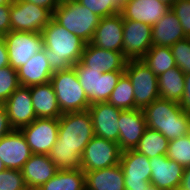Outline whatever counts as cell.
I'll use <instances>...</instances> for the list:
<instances>
[{
	"label": "cell",
	"instance_id": "1",
	"mask_svg": "<svg viewBox=\"0 0 190 190\" xmlns=\"http://www.w3.org/2000/svg\"><path fill=\"white\" fill-rule=\"evenodd\" d=\"M94 136L88 110L63 113L59 117L58 139L48 155L58 170L81 169V155Z\"/></svg>",
	"mask_w": 190,
	"mask_h": 190
},
{
	"label": "cell",
	"instance_id": "2",
	"mask_svg": "<svg viewBox=\"0 0 190 190\" xmlns=\"http://www.w3.org/2000/svg\"><path fill=\"white\" fill-rule=\"evenodd\" d=\"M46 58L52 72L67 70L81 60L86 42L53 18L41 31Z\"/></svg>",
	"mask_w": 190,
	"mask_h": 190
},
{
	"label": "cell",
	"instance_id": "3",
	"mask_svg": "<svg viewBox=\"0 0 190 190\" xmlns=\"http://www.w3.org/2000/svg\"><path fill=\"white\" fill-rule=\"evenodd\" d=\"M143 113L147 127L157 130L168 141L188 133L190 113L184 112L178 102L159 98L146 106Z\"/></svg>",
	"mask_w": 190,
	"mask_h": 190
},
{
	"label": "cell",
	"instance_id": "4",
	"mask_svg": "<svg viewBox=\"0 0 190 190\" xmlns=\"http://www.w3.org/2000/svg\"><path fill=\"white\" fill-rule=\"evenodd\" d=\"M59 25L90 43L101 17L75 1L62 2L52 17Z\"/></svg>",
	"mask_w": 190,
	"mask_h": 190
},
{
	"label": "cell",
	"instance_id": "5",
	"mask_svg": "<svg viewBox=\"0 0 190 190\" xmlns=\"http://www.w3.org/2000/svg\"><path fill=\"white\" fill-rule=\"evenodd\" d=\"M50 83L53 86L62 114L86 111L91 105L73 67L54 72Z\"/></svg>",
	"mask_w": 190,
	"mask_h": 190
},
{
	"label": "cell",
	"instance_id": "6",
	"mask_svg": "<svg viewBox=\"0 0 190 190\" xmlns=\"http://www.w3.org/2000/svg\"><path fill=\"white\" fill-rule=\"evenodd\" d=\"M73 68L90 104L107 102L124 71L99 72L78 61Z\"/></svg>",
	"mask_w": 190,
	"mask_h": 190
},
{
	"label": "cell",
	"instance_id": "7",
	"mask_svg": "<svg viewBox=\"0 0 190 190\" xmlns=\"http://www.w3.org/2000/svg\"><path fill=\"white\" fill-rule=\"evenodd\" d=\"M124 73L134 89L135 109L143 110L160 98L158 76L141 59L128 60Z\"/></svg>",
	"mask_w": 190,
	"mask_h": 190
},
{
	"label": "cell",
	"instance_id": "8",
	"mask_svg": "<svg viewBox=\"0 0 190 190\" xmlns=\"http://www.w3.org/2000/svg\"><path fill=\"white\" fill-rule=\"evenodd\" d=\"M53 13L25 0H14L10 8L11 31H41L52 20Z\"/></svg>",
	"mask_w": 190,
	"mask_h": 190
},
{
	"label": "cell",
	"instance_id": "9",
	"mask_svg": "<svg viewBox=\"0 0 190 190\" xmlns=\"http://www.w3.org/2000/svg\"><path fill=\"white\" fill-rule=\"evenodd\" d=\"M121 153L118 143L94 136L81 155V169L88 172L118 165Z\"/></svg>",
	"mask_w": 190,
	"mask_h": 190
},
{
	"label": "cell",
	"instance_id": "10",
	"mask_svg": "<svg viewBox=\"0 0 190 190\" xmlns=\"http://www.w3.org/2000/svg\"><path fill=\"white\" fill-rule=\"evenodd\" d=\"M3 37L8 50L9 65L16 70L44 47L41 33L10 31Z\"/></svg>",
	"mask_w": 190,
	"mask_h": 190
},
{
	"label": "cell",
	"instance_id": "11",
	"mask_svg": "<svg viewBox=\"0 0 190 190\" xmlns=\"http://www.w3.org/2000/svg\"><path fill=\"white\" fill-rule=\"evenodd\" d=\"M59 118H36L20 129L32 154L48 155L58 139Z\"/></svg>",
	"mask_w": 190,
	"mask_h": 190
},
{
	"label": "cell",
	"instance_id": "12",
	"mask_svg": "<svg viewBox=\"0 0 190 190\" xmlns=\"http://www.w3.org/2000/svg\"><path fill=\"white\" fill-rule=\"evenodd\" d=\"M120 166L124 173L125 190H146L150 184V160L135 149L123 151Z\"/></svg>",
	"mask_w": 190,
	"mask_h": 190
},
{
	"label": "cell",
	"instance_id": "13",
	"mask_svg": "<svg viewBox=\"0 0 190 190\" xmlns=\"http://www.w3.org/2000/svg\"><path fill=\"white\" fill-rule=\"evenodd\" d=\"M152 47V26L134 20L123 23V54L128 60L142 59Z\"/></svg>",
	"mask_w": 190,
	"mask_h": 190
},
{
	"label": "cell",
	"instance_id": "14",
	"mask_svg": "<svg viewBox=\"0 0 190 190\" xmlns=\"http://www.w3.org/2000/svg\"><path fill=\"white\" fill-rule=\"evenodd\" d=\"M93 123L94 135L118 143V119L123 111L107 102H96L87 109Z\"/></svg>",
	"mask_w": 190,
	"mask_h": 190
},
{
	"label": "cell",
	"instance_id": "15",
	"mask_svg": "<svg viewBox=\"0 0 190 190\" xmlns=\"http://www.w3.org/2000/svg\"><path fill=\"white\" fill-rule=\"evenodd\" d=\"M2 105L7 110L10 125L14 130H20L37 118L32 105L30 87L20 85Z\"/></svg>",
	"mask_w": 190,
	"mask_h": 190
},
{
	"label": "cell",
	"instance_id": "16",
	"mask_svg": "<svg viewBox=\"0 0 190 190\" xmlns=\"http://www.w3.org/2000/svg\"><path fill=\"white\" fill-rule=\"evenodd\" d=\"M123 23L121 13L101 18L90 43L101 49L123 52Z\"/></svg>",
	"mask_w": 190,
	"mask_h": 190
},
{
	"label": "cell",
	"instance_id": "17",
	"mask_svg": "<svg viewBox=\"0 0 190 190\" xmlns=\"http://www.w3.org/2000/svg\"><path fill=\"white\" fill-rule=\"evenodd\" d=\"M118 121L120 150L135 149L147 128L143 110H123Z\"/></svg>",
	"mask_w": 190,
	"mask_h": 190
},
{
	"label": "cell",
	"instance_id": "18",
	"mask_svg": "<svg viewBox=\"0 0 190 190\" xmlns=\"http://www.w3.org/2000/svg\"><path fill=\"white\" fill-rule=\"evenodd\" d=\"M32 152L20 130H13L0 140V159L6 169L22 170Z\"/></svg>",
	"mask_w": 190,
	"mask_h": 190
},
{
	"label": "cell",
	"instance_id": "19",
	"mask_svg": "<svg viewBox=\"0 0 190 190\" xmlns=\"http://www.w3.org/2000/svg\"><path fill=\"white\" fill-rule=\"evenodd\" d=\"M171 5L160 0H130L124 3L121 9L123 20H134L153 26Z\"/></svg>",
	"mask_w": 190,
	"mask_h": 190
},
{
	"label": "cell",
	"instance_id": "20",
	"mask_svg": "<svg viewBox=\"0 0 190 190\" xmlns=\"http://www.w3.org/2000/svg\"><path fill=\"white\" fill-rule=\"evenodd\" d=\"M128 59L123 52L98 48L86 43L80 62L90 69L99 72L125 71Z\"/></svg>",
	"mask_w": 190,
	"mask_h": 190
},
{
	"label": "cell",
	"instance_id": "21",
	"mask_svg": "<svg viewBox=\"0 0 190 190\" xmlns=\"http://www.w3.org/2000/svg\"><path fill=\"white\" fill-rule=\"evenodd\" d=\"M150 183L163 190H176L181 183L184 168L166 155L150 158Z\"/></svg>",
	"mask_w": 190,
	"mask_h": 190
},
{
	"label": "cell",
	"instance_id": "22",
	"mask_svg": "<svg viewBox=\"0 0 190 190\" xmlns=\"http://www.w3.org/2000/svg\"><path fill=\"white\" fill-rule=\"evenodd\" d=\"M24 183L28 190H37L58 171L49 155L32 154L22 168Z\"/></svg>",
	"mask_w": 190,
	"mask_h": 190
},
{
	"label": "cell",
	"instance_id": "23",
	"mask_svg": "<svg viewBox=\"0 0 190 190\" xmlns=\"http://www.w3.org/2000/svg\"><path fill=\"white\" fill-rule=\"evenodd\" d=\"M52 74L43 49L32 56L25 65L17 69L19 83L26 87L49 83Z\"/></svg>",
	"mask_w": 190,
	"mask_h": 190
},
{
	"label": "cell",
	"instance_id": "24",
	"mask_svg": "<svg viewBox=\"0 0 190 190\" xmlns=\"http://www.w3.org/2000/svg\"><path fill=\"white\" fill-rule=\"evenodd\" d=\"M187 38L176 14L169 9L165 15L152 26V45L171 47L177 41Z\"/></svg>",
	"mask_w": 190,
	"mask_h": 190
},
{
	"label": "cell",
	"instance_id": "25",
	"mask_svg": "<svg viewBox=\"0 0 190 190\" xmlns=\"http://www.w3.org/2000/svg\"><path fill=\"white\" fill-rule=\"evenodd\" d=\"M30 94L37 118H59L62 115L56 94L50 82L31 86Z\"/></svg>",
	"mask_w": 190,
	"mask_h": 190
},
{
	"label": "cell",
	"instance_id": "26",
	"mask_svg": "<svg viewBox=\"0 0 190 190\" xmlns=\"http://www.w3.org/2000/svg\"><path fill=\"white\" fill-rule=\"evenodd\" d=\"M86 190H125L124 173L120 164L85 172Z\"/></svg>",
	"mask_w": 190,
	"mask_h": 190
},
{
	"label": "cell",
	"instance_id": "27",
	"mask_svg": "<svg viewBox=\"0 0 190 190\" xmlns=\"http://www.w3.org/2000/svg\"><path fill=\"white\" fill-rule=\"evenodd\" d=\"M184 78L185 74L178 67L168 69L160 74L158 76L160 98L179 103L185 89Z\"/></svg>",
	"mask_w": 190,
	"mask_h": 190
},
{
	"label": "cell",
	"instance_id": "28",
	"mask_svg": "<svg viewBox=\"0 0 190 190\" xmlns=\"http://www.w3.org/2000/svg\"><path fill=\"white\" fill-rule=\"evenodd\" d=\"M37 190H86L85 172L82 169L58 170Z\"/></svg>",
	"mask_w": 190,
	"mask_h": 190
},
{
	"label": "cell",
	"instance_id": "29",
	"mask_svg": "<svg viewBox=\"0 0 190 190\" xmlns=\"http://www.w3.org/2000/svg\"><path fill=\"white\" fill-rule=\"evenodd\" d=\"M156 76L168 69L177 67L170 47L152 45L146 55L141 59Z\"/></svg>",
	"mask_w": 190,
	"mask_h": 190
},
{
	"label": "cell",
	"instance_id": "30",
	"mask_svg": "<svg viewBox=\"0 0 190 190\" xmlns=\"http://www.w3.org/2000/svg\"><path fill=\"white\" fill-rule=\"evenodd\" d=\"M168 143L169 141L164 135L157 130L147 127L135 150L150 159L156 156L166 155Z\"/></svg>",
	"mask_w": 190,
	"mask_h": 190
},
{
	"label": "cell",
	"instance_id": "31",
	"mask_svg": "<svg viewBox=\"0 0 190 190\" xmlns=\"http://www.w3.org/2000/svg\"><path fill=\"white\" fill-rule=\"evenodd\" d=\"M107 103L122 110L135 109L134 89L125 73L120 77Z\"/></svg>",
	"mask_w": 190,
	"mask_h": 190
},
{
	"label": "cell",
	"instance_id": "32",
	"mask_svg": "<svg viewBox=\"0 0 190 190\" xmlns=\"http://www.w3.org/2000/svg\"><path fill=\"white\" fill-rule=\"evenodd\" d=\"M166 156L183 168L190 166V139L188 135L170 140Z\"/></svg>",
	"mask_w": 190,
	"mask_h": 190
},
{
	"label": "cell",
	"instance_id": "33",
	"mask_svg": "<svg viewBox=\"0 0 190 190\" xmlns=\"http://www.w3.org/2000/svg\"><path fill=\"white\" fill-rule=\"evenodd\" d=\"M91 12L103 18L121 12L123 3L120 0H76Z\"/></svg>",
	"mask_w": 190,
	"mask_h": 190
},
{
	"label": "cell",
	"instance_id": "34",
	"mask_svg": "<svg viewBox=\"0 0 190 190\" xmlns=\"http://www.w3.org/2000/svg\"><path fill=\"white\" fill-rule=\"evenodd\" d=\"M20 86L17 70L10 65L0 68V105Z\"/></svg>",
	"mask_w": 190,
	"mask_h": 190
},
{
	"label": "cell",
	"instance_id": "35",
	"mask_svg": "<svg viewBox=\"0 0 190 190\" xmlns=\"http://www.w3.org/2000/svg\"><path fill=\"white\" fill-rule=\"evenodd\" d=\"M176 66L184 73H190V39L177 41L170 47Z\"/></svg>",
	"mask_w": 190,
	"mask_h": 190
},
{
	"label": "cell",
	"instance_id": "36",
	"mask_svg": "<svg viewBox=\"0 0 190 190\" xmlns=\"http://www.w3.org/2000/svg\"><path fill=\"white\" fill-rule=\"evenodd\" d=\"M0 190H28L22 171L6 169L0 172Z\"/></svg>",
	"mask_w": 190,
	"mask_h": 190
},
{
	"label": "cell",
	"instance_id": "37",
	"mask_svg": "<svg viewBox=\"0 0 190 190\" xmlns=\"http://www.w3.org/2000/svg\"><path fill=\"white\" fill-rule=\"evenodd\" d=\"M171 10L180 21L187 37L190 36V0H176L171 4Z\"/></svg>",
	"mask_w": 190,
	"mask_h": 190
},
{
	"label": "cell",
	"instance_id": "38",
	"mask_svg": "<svg viewBox=\"0 0 190 190\" xmlns=\"http://www.w3.org/2000/svg\"><path fill=\"white\" fill-rule=\"evenodd\" d=\"M11 5H0V36H4L11 31L10 24Z\"/></svg>",
	"mask_w": 190,
	"mask_h": 190
},
{
	"label": "cell",
	"instance_id": "39",
	"mask_svg": "<svg viewBox=\"0 0 190 190\" xmlns=\"http://www.w3.org/2000/svg\"><path fill=\"white\" fill-rule=\"evenodd\" d=\"M184 84L185 89L179 106L184 112L190 113V73L185 74Z\"/></svg>",
	"mask_w": 190,
	"mask_h": 190
},
{
	"label": "cell",
	"instance_id": "40",
	"mask_svg": "<svg viewBox=\"0 0 190 190\" xmlns=\"http://www.w3.org/2000/svg\"><path fill=\"white\" fill-rule=\"evenodd\" d=\"M14 129L10 125L7 110L3 105H0V140L11 133Z\"/></svg>",
	"mask_w": 190,
	"mask_h": 190
},
{
	"label": "cell",
	"instance_id": "41",
	"mask_svg": "<svg viewBox=\"0 0 190 190\" xmlns=\"http://www.w3.org/2000/svg\"><path fill=\"white\" fill-rule=\"evenodd\" d=\"M25 1L46 8L50 10L52 13L61 4L60 0H25Z\"/></svg>",
	"mask_w": 190,
	"mask_h": 190
},
{
	"label": "cell",
	"instance_id": "42",
	"mask_svg": "<svg viewBox=\"0 0 190 190\" xmlns=\"http://www.w3.org/2000/svg\"><path fill=\"white\" fill-rule=\"evenodd\" d=\"M9 66V56L4 37L0 36V68Z\"/></svg>",
	"mask_w": 190,
	"mask_h": 190
},
{
	"label": "cell",
	"instance_id": "43",
	"mask_svg": "<svg viewBox=\"0 0 190 190\" xmlns=\"http://www.w3.org/2000/svg\"><path fill=\"white\" fill-rule=\"evenodd\" d=\"M178 188L190 190V166L184 168L181 183Z\"/></svg>",
	"mask_w": 190,
	"mask_h": 190
},
{
	"label": "cell",
	"instance_id": "44",
	"mask_svg": "<svg viewBox=\"0 0 190 190\" xmlns=\"http://www.w3.org/2000/svg\"><path fill=\"white\" fill-rule=\"evenodd\" d=\"M146 190H163L160 189L159 187L155 186L154 184H149L148 187L146 188Z\"/></svg>",
	"mask_w": 190,
	"mask_h": 190
},
{
	"label": "cell",
	"instance_id": "45",
	"mask_svg": "<svg viewBox=\"0 0 190 190\" xmlns=\"http://www.w3.org/2000/svg\"><path fill=\"white\" fill-rule=\"evenodd\" d=\"M14 0H0V5H11Z\"/></svg>",
	"mask_w": 190,
	"mask_h": 190
},
{
	"label": "cell",
	"instance_id": "46",
	"mask_svg": "<svg viewBox=\"0 0 190 190\" xmlns=\"http://www.w3.org/2000/svg\"><path fill=\"white\" fill-rule=\"evenodd\" d=\"M6 170L5 165L3 164L2 160L0 159V172Z\"/></svg>",
	"mask_w": 190,
	"mask_h": 190
},
{
	"label": "cell",
	"instance_id": "47",
	"mask_svg": "<svg viewBox=\"0 0 190 190\" xmlns=\"http://www.w3.org/2000/svg\"><path fill=\"white\" fill-rule=\"evenodd\" d=\"M160 1L169 3V4L171 5V4L174 3L176 0H160Z\"/></svg>",
	"mask_w": 190,
	"mask_h": 190
},
{
	"label": "cell",
	"instance_id": "48",
	"mask_svg": "<svg viewBox=\"0 0 190 190\" xmlns=\"http://www.w3.org/2000/svg\"><path fill=\"white\" fill-rule=\"evenodd\" d=\"M189 139H190V123H189V127H188V133H187Z\"/></svg>",
	"mask_w": 190,
	"mask_h": 190
},
{
	"label": "cell",
	"instance_id": "49",
	"mask_svg": "<svg viewBox=\"0 0 190 190\" xmlns=\"http://www.w3.org/2000/svg\"><path fill=\"white\" fill-rule=\"evenodd\" d=\"M75 1V0H60V2Z\"/></svg>",
	"mask_w": 190,
	"mask_h": 190
},
{
	"label": "cell",
	"instance_id": "50",
	"mask_svg": "<svg viewBox=\"0 0 190 190\" xmlns=\"http://www.w3.org/2000/svg\"><path fill=\"white\" fill-rule=\"evenodd\" d=\"M123 4L127 1H130V0H120Z\"/></svg>",
	"mask_w": 190,
	"mask_h": 190
},
{
	"label": "cell",
	"instance_id": "51",
	"mask_svg": "<svg viewBox=\"0 0 190 190\" xmlns=\"http://www.w3.org/2000/svg\"><path fill=\"white\" fill-rule=\"evenodd\" d=\"M176 190H187V189H184V188H177Z\"/></svg>",
	"mask_w": 190,
	"mask_h": 190
}]
</instances>
